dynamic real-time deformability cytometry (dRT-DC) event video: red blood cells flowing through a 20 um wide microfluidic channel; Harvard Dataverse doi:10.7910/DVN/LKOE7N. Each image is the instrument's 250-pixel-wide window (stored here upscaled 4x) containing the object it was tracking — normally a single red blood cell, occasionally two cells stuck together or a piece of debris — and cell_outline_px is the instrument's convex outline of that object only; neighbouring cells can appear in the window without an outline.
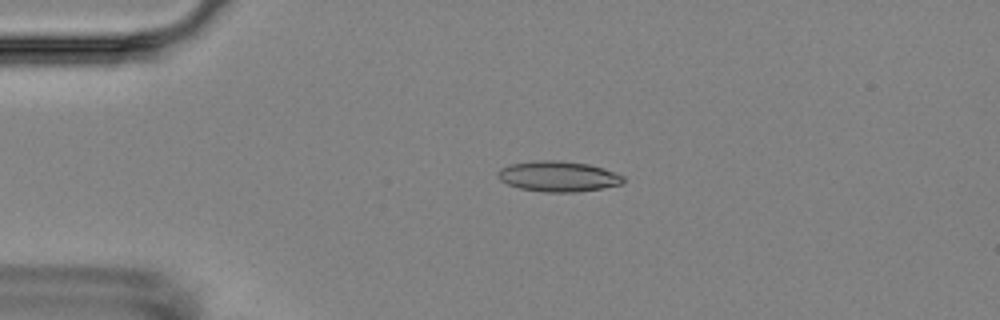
{"species": "Egyptian fruit bat (a non-hibernating species)", "species_latin": "Rousettus aegyptiacus", "temperature_condition": "room temperature", "stored_images_in_passage": 4, "camera_frame_rate_fps": 3000, "um_per_image_px": 0.085, "animal": {"sex": "female"}, "frame": {"image": 1, "passage_image": 3, "time_ms": 2.333, "image_size_px": [1000, 320], "cell_outline_px": [[624, 180], [620, 184], [600, 188], [576, 192], [544, 192], [520, 188], [508, 184], [500, 180], [496, 176], [496, 172], [500, 168], [508, 164], [532, 160], [560, 160], [588, 164], [604, 168], [624, 176]], "centroid_in_image_um": [47.39, 14.97], "position_along_channel_um": 37.6, "area_um2": 22.43}}